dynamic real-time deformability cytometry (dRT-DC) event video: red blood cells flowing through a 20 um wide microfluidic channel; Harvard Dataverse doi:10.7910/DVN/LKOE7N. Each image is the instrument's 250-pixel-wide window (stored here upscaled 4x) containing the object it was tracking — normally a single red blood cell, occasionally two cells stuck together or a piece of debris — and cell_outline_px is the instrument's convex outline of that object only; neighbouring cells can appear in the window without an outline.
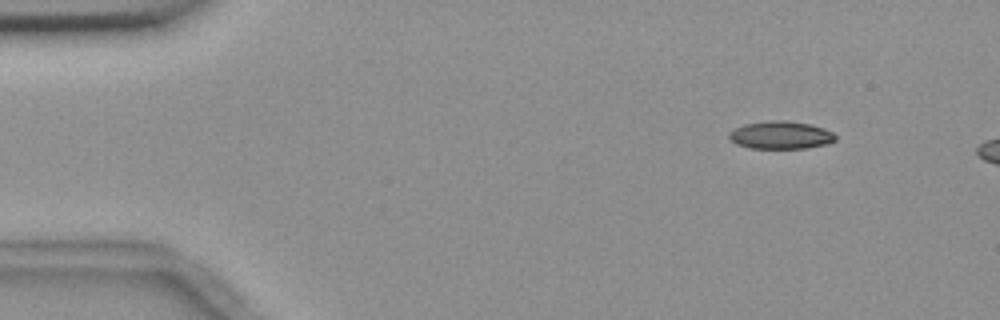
{"species": "common noctule bat (a hibernating species)", "species_latin": "Nyctalus noctula", "temperature_condition": "room temperature", "stored_images_in_passage": 3, "camera_frame_rate_fps": 3000, "um_per_image_px": 0.085, "animal": {"sex": "female", "body_mass_g": 18.4}, "frame": {"image": 1, "passage_image": 1, "time_ms": 0.0, "image_size_px": [1000, 320], "cell_outline_px": [[836, 140], [828, 144], [804, 148], [748, 148], [736, 144], [728, 136], [728, 132], [744, 124], [768, 120], [784, 120], [808, 124], [824, 128], [832, 132], [836, 136]], "centroid_in_image_um": [66.35, 11.48], "position_along_channel_um": 18.6, "area_um2": 17.22}}